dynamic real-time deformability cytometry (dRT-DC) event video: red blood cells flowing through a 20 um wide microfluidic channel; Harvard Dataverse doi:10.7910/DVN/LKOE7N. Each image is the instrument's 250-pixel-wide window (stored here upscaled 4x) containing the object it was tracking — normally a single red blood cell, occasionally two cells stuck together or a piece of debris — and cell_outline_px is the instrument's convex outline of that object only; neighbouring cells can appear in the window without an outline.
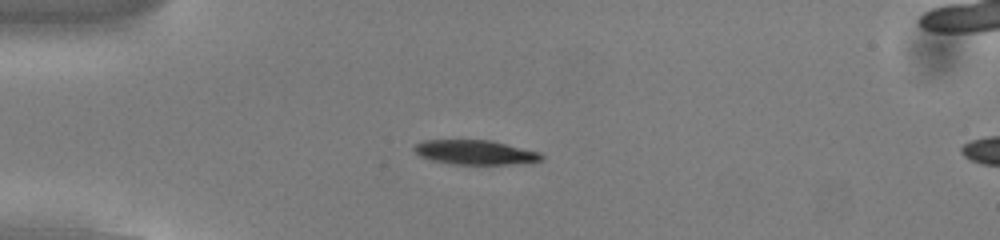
{"species": "common noctule bat (a hibernating species)", "species_latin": "Nyctalus noctula", "temperature_condition": "cold", "stored_images_in_passage": 53, "camera_frame_rate_fps": 3000, "um_per_image_px": 0.085, "animal": {"sex": "male", "body_mass_g": 13.0, "forearm_length_mm": 53.1}, "frame": {"image": 1, "passage_image": 14, "time_ms": 4.333, "image_size_px": [1000, 240], "cell_outline_px": [[544, 160], [532, 164], [452, 164], [432, 160], [420, 156], [412, 148], [416, 144], [424, 140], [492, 140], [540, 152], [544, 156]], "centroid_in_image_um": [40.48, 12.96], "position_along_channel_um": 44.5, "area_um2": 18.44}}
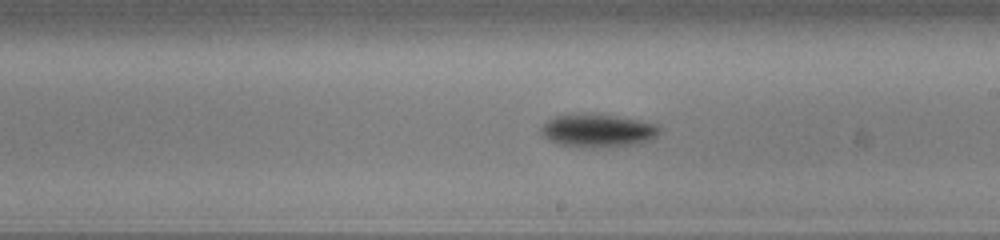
{"frame": {"image": 2, "passage_image": 31, "time_ms": 10.0, "image_size_px": [1000, 240], "cell_outline_px": [[660, 132], [652, 140], [632, 144], [592, 148], [584, 148], [560, 144], [548, 140], [540, 132], [540, 128], [548, 120], [556, 116], [580, 112], [588, 112], [616, 116], [656, 124], [660, 128]], "centroid_in_image_um": [50.77, 11.09], "position_along_channel_um": 238.2, "area_um2": 23.0}}
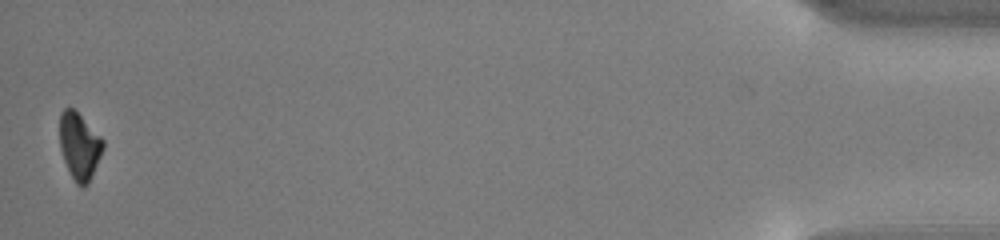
{"frame": {"image": 3, "passage_image": 53, "time_ms": 17.333, "image_size_px": [1000, 240], "cell_outline_px": [[104, 148], [88, 184], [84, 188], [80, 188], [76, 184], [64, 160], [60, 148], [60, 112], [64, 108], [72, 108], [104, 140]], "centroid_in_image_um": [6.75, 12.45], "position_along_channel_um": 428.5, "area_um2": 16.65}, "authors_computed_cell_mechanics": {"area_um2": 19.3052, "velocity_mm_per_s": 3.8441, "shape_relaxation_time_tau1_ms": 1.3315, "shape_relaxation_time_tau2_ms": null, "deformation_change_tau1": 0.116, "deformation_change_tau2": null}}